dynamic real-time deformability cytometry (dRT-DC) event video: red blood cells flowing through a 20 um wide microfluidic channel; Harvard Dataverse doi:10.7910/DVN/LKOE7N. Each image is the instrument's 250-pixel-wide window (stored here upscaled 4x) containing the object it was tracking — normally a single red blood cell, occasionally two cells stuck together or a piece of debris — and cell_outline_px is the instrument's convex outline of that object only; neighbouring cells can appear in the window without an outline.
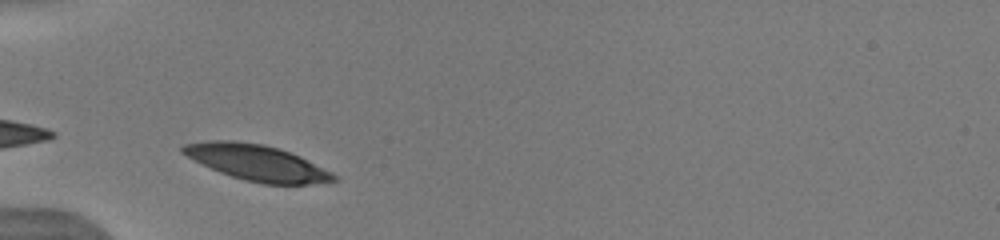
{"species": "human", "species_latin": "Homo sapiens", "temperature_condition": "warm", "stored_images_in_passage": 28, "camera_frame_rate_fps": 3000, "um_per_image_px": 0.085, "donor": {"sex": "male"}, "frame": {"image": 1, "passage_image": 1, "time_ms": 0.0, "image_size_px": [1000, 240], "cell_outline_px": [[336, 180], [308, 184], [264, 184], [244, 180], [220, 172], [180, 152], [180, 148], [184, 144], [208, 140], [236, 140], [264, 144], [300, 156], [332, 172], [336, 176]], "centroid_in_image_um": [21.82, 13.81], "position_along_channel_um": 63.2, "area_um2": 31.1}, "authors_computed_cell_mechanics": {"area_um2": 30.7496, "velocity_mm_per_s": 3.8653, "shape_relaxation_time_tau1_ms": 1.3191, "shape_relaxation_time_tau2_ms": 7.369, "deformation_change_tau1": 0.0814, "deformation_change_tau2": 0.1239}}